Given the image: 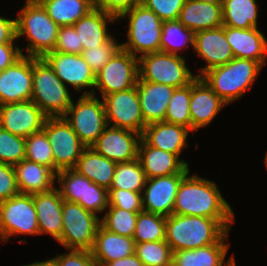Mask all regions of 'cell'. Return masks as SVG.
<instances>
[{"instance_id":"obj_1","label":"cell","mask_w":267,"mask_h":266,"mask_svg":"<svg viewBox=\"0 0 267 266\" xmlns=\"http://www.w3.org/2000/svg\"><path fill=\"white\" fill-rule=\"evenodd\" d=\"M234 220L172 214L166 217V242L173 252L218 243L228 234Z\"/></svg>"},{"instance_id":"obj_2","label":"cell","mask_w":267,"mask_h":266,"mask_svg":"<svg viewBox=\"0 0 267 266\" xmlns=\"http://www.w3.org/2000/svg\"><path fill=\"white\" fill-rule=\"evenodd\" d=\"M187 174L176 194L172 214L207 218H234V211L215 182Z\"/></svg>"},{"instance_id":"obj_3","label":"cell","mask_w":267,"mask_h":266,"mask_svg":"<svg viewBox=\"0 0 267 266\" xmlns=\"http://www.w3.org/2000/svg\"><path fill=\"white\" fill-rule=\"evenodd\" d=\"M15 21L16 38L26 36L29 39L27 56L43 58L54 51L60 26L49 17L37 0H26Z\"/></svg>"},{"instance_id":"obj_4","label":"cell","mask_w":267,"mask_h":266,"mask_svg":"<svg viewBox=\"0 0 267 266\" xmlns=\"http://www.w3.org/2000/svg\"><path fill=\"white\" fill-rule=\"evenodd\" d=\"M263 66L255 61L233 58L227 64L206 71L201 78L227 104L250 90Z\"/></svg>"},{"instance_id":"obj_5","label":"cell","mask_w":267,"mask_h":266,"mask_svg":"<svg viewBox=\"0 0 267 266\" xmlns=\"http://www.w3.org/2000/svg\"><path fill=\"white\" fill-rule=\"evenodd\" d=\"M31 100L47 118L66 117L72 104L67 86L44 58L33 57Z\"/></svg>"},{"instance_id":"obj_6","label":"cell","mask_w":267,"mask_h":266,"mask_svg":"<svg viewBox=\"0 0 267 266\" xmlns=\"http://www.w3.org/2000/svg\"><path fill=\"white\" fill-rule=\"evenodd\" d=\"M128 17V41L120 44L121 49L137 57L160 51L163 21L143 4H137L121 14L117 20Z\"/></svg>"},{"instance_id":"obj_7","label":"cell","mask_w":267,"mask_h":266,"mask_svg":"<svg viewBox=\"0 0 267 266\" xmlns=\"http://www.w3.org/2000/svg\"><path fill=\"white\" fill-rule=\"evenodd\" d=\"M137 81L160 83L178 88L190 84L197 76L187 68L185 58L163 51L138 56Z\"/></svg>"},{"instance_id":"obj_8","label":"cell","mask_w":267,"mask_h":266,"mask_svg":"<svg viewBox=\"0 0 267 266\" xmlns=\"http://www.w3.org/2000/svg\"><path fill=\"white\" fill-rule=\"evenodd\" d=\"M62 233L58 241L67 250L91 251L100 226V218L78 203L63 200Z\"/></svg>"},{"instance_id":"obj_9","label":"cell","mask_w":267,"mask_h":266,"mask_svg":"<svg viewBox=\"0 0 267 266\" xmlns=\"http://www.w3.org/2000/svg\"><path fill=\"white\" fill-rule=\"evenodd\" d=\"M56 177L60 185L57 189L63 200L78 203L95 215L108 208V190L93 183L73 168L60 170Z\"/></svg>"},{"instance_id":"obj_10","label":"cell","mask_w":267,"mask_h":266,"mask_svg":"<svg viewBox=\"0 0 267 266\" xmlns=\"http://www.w3.org/2000/svg\"><path fill=\"white\" fill-rule=\"evenodd\" d=\"M64 118L87 148L95 143L107 126L104 101L93 94H82L76 104L72 101Z\"/></svg>"},{"instance_id":"obj_11","label":"cell","mask_w":267,"mask_h":266,"mask_svg":"<svg viewBox=\"0 0 267 266\" xmlns=\"http://www.w3.org/2000/svg\"><path fill=\"white\" fill-rule=\"evenodd\" d=\"M19 234L40 235L33 195L20 193L0 202V235L3 242Z\"/></svg>"},{"instance_id":"obj_12","label":"cell","mask_w":267,"mask_h":266,"mask_svg":"<svg viewBox=\"0 0 267 266\" xmlns=\"http://www.w3.org/2000/svg\"><path fill=\"white\" fill-rule=\"evenodd\" d=\"M53 150L54 173L72 169L87 148L64 118H47L43 127Z\"/></svg>"},{"instance_id":"obj_13","label":"cell","mask_w":267,"mask_h":266,"mask_svg":"<svg viewBox=\"0 0 267 266\" xmlns=\"http://www.w3.org/2000/svg\"><path fill=\"white\" fill-rule=\"evenodd\" d=\"M138 77V57L120 48L96 73L95 87L103 99L111 93L135 87Z\"/></svg>"},{"instance_id":"obj_14","label":"cell","mask_w":267,"mask_h":266,"mask_svg":"<svg viewBox=\"0 0 267 266\" xmlns=\"http://www.w3.org/2000/svg\"><path fill=\"white\" fill-rule=\"evenodd\" d=\"M107 125L142 134L147 126L144 122L137 87L114 92L103 98ZM112 121V122H111Z\"/></svg>"},{"instance_id":"obj_15","label":"cell","mask_w":267,"mask_h":266,"mask_svg":"<svg viewBox=\"0 0 267 266\" xmlns=\"http://www.w3.org/2000/svg\"><path fill=\"white\" fill-rule=\"evenodd\" d=\"M46 114L32 101L0 105V127L14 135L28 137L43 129Z\"/></svg>"},{"instance_id":"obj_16","label":"cell","mask_w":267,"mask_h":266,"mask_svg":"<svg viewBox=\"0 0 267 266\" xmlns=\"http://www.w3.org/2000/svg\"><path fill=\"white\" fill-rule=\"evenodd\" d=\"M52 67L55 74L65 85H71L81 91L83 88H92L84 91L83 95H96L95 73L86 63L81 54H67L52 51L43 57Z\"/></svg>"},{"instance_id":"obj_17","label":"cell","mask_w":267,"mask_h":266,"mask_svg":"<svg viewBox=\"0 0 267 266\" xmlns=\"http://www.w3.org/2000/svg\"><path fill=\"white\" fill-rule=\"evenodd\" d=\"M33 57L23 55L0 71V105L31 100Z\"/></svg>"},{"instance_id":"obj_18","label":"cell","mask_w":267,"mask_h":266,"mask_svg":"<svg viewBox=\"0 0 267 266\" xmlns=\"http://www.w3.org/2000/svg\"><path fill=\"white\" fill-rule=\"evenodd\" d=\"M140 140V133L107 125L91 148L115 163H123L138 158Z\"/></svg>"},{"instance_id":"obj_19","label":"cell","mask_w":267,"mask_h":266,"mask_svg":"<svg viewBox=\"0 0 267 266\" xmlns=\"http://www.w3.org/2000/svg\"><path fill=\"white\" fill-rule=\"evenodd\" d=\"M187 174H173L146 179L142 192L143 211L164 217L172 215L176 194Z\"/></svg>"},{"instance_id":"obj_20","label":"cell","mask_w":267,"mask_h":266,"mask_svg":"<svg viewBox=\"0 0 267 266\" xmlns=\"http://www.w3.org/2000/svg\"><path fill=\"white\" fill-rule=\"evenodd\" d=\"M193 49L207 63L205 67H201L197 77H201L214 67L225 65L235 58L225 37V26L194 33Z\"/></svg>"},{"instance_id":"obj_21","label":"cell","mask_w":267,"mask_h":266,"mask_svg":"<svg viewBox=\"0 0 267 266\" xmlns=\"http://www.w3.org/2000/svg\"><path fill=\"white\" fill-rule=\"evenodd\" d=\"M228 105L201 78L191 82L189 110L191 115V132L207 126Z\"/></svg>"},{"instance_id":"obj_22","label":"cell","mask_w":267,"mask_h":266,"mask_svg":"<svg viewBox=\"0 0 267 266\" xmlns=\"http://www.w3.org/2000/svg\"><path fill=\"white\" fill-rule=\"evenodd\" d=\"M138 159L147 179L173 174H189V165L176 154L148 145L142 138Z\"/></svg>"},{"instance_id":"obj_23","label":"cell","mask_w":267,"mask_h":266,"mask_svg":"<svg viewBox=\"0 0 267 266\" xmlns=\"http://www.w3.org/2000/svg\"><path fill=\"white\" fill-rule=\"evenodd\" d=\"M258 28L239 29L225 26V37L235 58L267 62V39Z\"/></svg>"},{"instance_id":"obj_24","label":"cell","mask_w":267,"mask_h":266,"mask_svg":"<svg viewBox=\"0 0 267 266\" xmlns=\"http://www.w3.org/2000/svg\"><path fill=\"white\" fill-rule=\"evenodd\" d=\"M136 87L145 124L164 121L175 87L147 81H137Z\"/></svg>"},{"instance_id":"obj_25","label":"cell","mask_w":267,"mask_h":266,"mask_svg":"<svg viewBox=\"0 0 267 266\" xmlns=\"http://www.w3.org/2000/svg\"><path fill=\"white\" fill-rule=\"evenodd\" d=\"M36 208L39 232L49 234L56 241L61 239L62 233V205L63 198L55 186L47 192L33 194Z\"/></svg>"},{"instance_id":"obj_26","label":"cell","mask_w":267,"mask_h":266,"mask_svg":"<svg viewBox=\"0 0 267 266\" xmlns=\"http://www.w3.org/2000/svg\"><path fill=\"white\" fill-rule=\"evenodd\" d=\"M190 131L185 126L161 121L148 124L143 130L141 138L148 145L179 157L182 150L188 147L186 140Z\"/></svg>"},{"instance_id":"obj_27","label":"cell","mask_w":267,"mask_h":266,"mask_svg":"<svg viewBox=\"0 0 267 266\" xmlns=\"http://www.w3.org/2000/svg\"><path fill=\"white\" fill-rule=\"evenodd\" d=\"M226 234L218 243L210 244L192 250L173 252L172 266H235L234 256L225 261L229 244ZM225 262V265H223Z\"/></svg>"},{"instance_id":"obj_28","label":"cell","mask_w":267,"mask_h":266,"mask_svg":"<svg viewBox=\"0 0 267 266\" xmlns=\"http://www.w3.org/2000/svg\"><path fill=\"white\" fill-rule=\"evenodd\" d=\"M134 253L135 241L133 238L115 234L100 224L91 250L97 266L125 258Z\"/></svg>"},{"instance_id":"obj_29","label":"cell","mask_w":267,"mask_h":266,"mask_svg":"<svg viewBox=\"0 0 267 266\" xmlns=\"http://www.w3.org/2000/svg\"><path fill=\"white\" fill-rule=\"evenodd\" d=\"M178 20L194 33L223 26L222 3L186 0Z\"/></svg>"},{"instance_id":"obj_30","label":"cell","mask_w":267,"mask_h":266,"mask_svg":"<svg viewBox=\"0 0 267 266\" xmlns=\"http://www.w3.org/2000/svg\"><path fill=\"white\" fill-rule=\"evenodd\" d=\"M17 185L21 194L33 195L55 187L56 174L47 166L26 158L14 165Z\"/></svg>"},{"instance_id":"obj_31","label":"cell","mask_w":267,"mask_h":266,"mask_svg":"<svg viewBox=\"0 0 267 266\" xmlns=\"http://www.w3.org/2000/svg\"><path fill=\"white\" fill-rule=\"evenodd\" d=\"M117 18L105 13L101 9L94 8L87 15L73 24L79 38V46L83 50L105 44L112 36L107 32V22L112 24Z\"/></svg>"},{"instance_id":"obj_32","label":"cell","mask_w":267,"mask_h":266,"mask_svg":"<svg viewBox=\"0 0 267 266\" xmlns=\"http://www.w3.org/2000/svg\"><path fill=\"white\" fill-rule=\"evenodd\" d=\"M117 163L98 154L91 147L86 148L73 168L93 183L110 189Z\"/></svg>"},{"instance_id":"obj_33","label":"cell","mask_w":267,"mask_h":266,"mask_svg":"<svg viewBox=\"0 0 267 266\" xmlns=\"http://www.w3.org/2000/svg\"><path fill=\"white\" fill-rule=\"evenodd\" d=\"M59 26L75 24L95 8L94 0H37Z\"/></svg>"},{"instance_id":"obj_34","label":"cell","mask_w":267,"mask_h":266,"mask_svg":"<svg viewBox=\"0 0 267 266\" xmlns=\"http://www.w3.org/2000/svg\"><path fill=\"white\" fill-rule=\"evenodd\" d=\"M256 0H222L223 26L239 29L258 27Z\"/></svg>"},{"instance_id":"obj_35","label":"cell","mask_w":267,"mask_h":266,"mask_svg":"<svg viewBox=\"0 0 267 266\" xmlns=\"http://www.w3.org/2000/svg\"><path fill=\"white\" fill-rule=\"evenodd\" d=\"M189 45L194 47V32L192 30L186 28L179 20L163 22L160 51L178 55L182 49Z\"/></svg>"},{"instance_id":"obj_36","label":"cell","mask_w":267,"mask_h":266,"mask_svg":"<svg viewBox=\"0 0 267 266\" xmlns=\"http://www.w3.org/2000/svg\"><path fill=\"white\" fill-rule=\"evenodd\" d=\"M146 179L138 158L129 162L117 163L110 189L143 192Z\"/></svg>"},{"instance_id":"obj_37","label":"cell","mask_w":267,"mask_h":266,"mask_svg":"<svg viewBox=\"0 0 267 266\" xmlns=\"http://www.w3.org/2000/svg\"><path fill=\"white\" fill-rule=\"evenodd\" d=\"M166 217L149 213L139 212L133 239L136 243L166 240Z\"/></svg>"},{"instance_id":"obj_38","label":"cell","mask_w":267,"mask_h":266,"mask_svg":"<svg viewBox=\"0 0 267 266\" xmlns=\"http://www.w3.org/2000/svg\"><path fill=\"white\" fill-rule=\"evenodd\" d=\"M190 98L191 83L183 87L175 88L170 102L168 103L164 122L182 125L191 130V115L189 110Z\"/></svg>"},{"instance_id":"obj_39","label":"cell","mask_w":267,"mask_h":266,"mask_svg":"<svg viewBox=\"0 0 267 266\" xmlns=\"http://www.w3.org/2000/svg\"><path fill=\"white\" fill-rule=\"evenodd\" d=\"M135 254L144 266H172L173 251L166 240L136 243Z\"/></svg>"},{"instance_id":"obj_40","label":"cell","mask_w":267,"mask_h":266,"mask_svg":"<svg viewBox=\"0 0 267 266\" xmlns=\"http://www.w3.org/2000/svg\"><path fill=\"white\" fill-rule=\"evenodd\" d=\"M100 224L115 234L132 238L139 212H130L117 207H108Z\"/></svg>"},{"instance_id":"obj_41","label":"cell","mask_w":267,"mask_h":266,"mask_svg":"<svg viewBox=\"0 0 267 266\" xmlns=\"http://www.w3.org/2000/svg\"><path fill=\"white\" fill-rule=\"evenodd\" d=\"M25 158L54 172L53 150L43 129L25 138Z\"/></svg>"},{"instance_id":"obj_42","label":"cell","mask_w":267,"mask_h":266,"mask_svg":"<svg viewBox=\"0 0 267 266\" xmlns=\"http://www.w3.org/2000/svg\"><path fill=\"white\" fill-rule=\"evenodd\" d=\"M25 159V138L0 127V163L15 165Z\"/></svg>"},{"instance_id":"obj_43","label":"cell","mask_w":267,"mask_h":266,"mask_svg":"<svg viewBox=\"0 0 267 266\" xmlns=\"http://www.w3.org/2000/svg\"><path fill=\"white\" fill-rule=\"evenodd\" d=\"M120 48L121 45L111 37L103 45L83 50L81 55L96 75Z\"/></svg>"},{"instance_id":"obj_44","label":"cell","mask_w":267,"mask_h":266,"mask_svg":"<svg viewBox=\"0 0 267 266\" xmlns=\"http://www.w3.org/2000/svg\"><path fill=\"white\" fill-rule=\"evenodd\" d=\"M108 198V207H117L130 212L143 211L142 192L124 189H109Z\"/></svg>"},{"instance_id":"obj_45","label":"cell","mask_w":267,"mask_h":266,"mask_svg":"<svg viewBox=\"0 0 267 266\" xmlns=\"http://www.w3.org/2000/svg\"><path fill=\"white\" fill-rule=\"evenodd\" d=\"M186 0H141L146 8L153 11L163 22L178 20Z\"/></svg>"},{"instance_id":"obj_46","label":"cell","mask_w":267,"mask_h":266,"mask_svg":"<svg viewBox=\"0 0 267 266\" xmlns=\"http://www.w3.org/2000/svg\"><path fill=\"white\" fill-rule=\"evenodd\" d=\"M54 51L67 54H82L83 46H79L78 34L73 25L59 27Z\"/></svg>"},{"instance_id":"obj_47","label":"cell","mask_w":267,"mask_h":266,"mask_svg":"<svg viewBox=\"0 0 267 266\" xmlns=\"http://www.w3.org/2000/svg\"><path fill=\"white\" fill-rule=\"evenodd\" d=\"M51 266H97L91 251L69 250L49 260Z\"/></svg>"},{"instance_id":"obj_48","label":"cell","mask_w":267,"mask_h":266,"mask_svg":"<svg viewBox=\"0 0 267 266\" xmlns=\"http://www.w3.org/2000/svg\"><path fill=\"white\" fill-rule=\"evenodd\" d=\"M20 194L14 165L0 163V202Z\"/></svg>"},{"instance_id":"obj_49","label":"cell","mask_w":267,"mask_h":266,"mask_svg":"<svg viewBox=\"0 0 267 266\" xmlns=\"http://www.w3.org/2000/svg\"><path fill=\"white\" fill-rule=\"evenodd\" d=\"M140 3L141 0H94L95 8L101 9L116 18Z\"/></svg>"},{"instance_id":"obj_50","label":"cell","mask_w":267,"mask_h":266,"mask_svg":"<svg viewBox=\"0 0 267 266\" xmlns=\"http://www.w3.org/2000/svg\"><path fill=\"white\" fill-rule=\"evenodd\" d=\"M15 43L0 44V71L12 66L24 54Z\"/></svg>"},{"instance_id":"obj_51","label":"cell","mask_w":267,"mask_h":266,"mask_svg":"<svg viewBox=\"0 0 267 266\" xmlns=\"http://www.w3.org/2000/svg\"><path fill=\"white\" fill-rule=\"evenodd\" d=\"M16 40V21L0 17V44L15 43Z\"/></svg>"},{"instance_id":"obj_52","label":"cell","mask_w":267,"mask_h":266,"mask_svg":"<svg viewBox=\"0 0 267 266\" xmlns=\"http://www.w3.org/2000/svg\"><path fill=\"white\" fill-rule=\"evenodd\" d=\"M102 266H144V265L134 253L125 258H120L111 262L104 263Z\"/></svg>"},{"instance_id":"obj_53","label":"cell","mask_w":267,"mask_h":266,"mask_svg":"<svg viewBox=\"0 0 267 266\" xmlns=\"http://www.w3.org/2000/svg\"><path fill=\"white\" fill-rule=\"evenodd\" d=\"M23 266H51L50 261H42V262H33L32 264L29 265H23Z\"/></svg>"},{"instance_id":"obj_54","label":"cell","mask_w":267,"mask_h":266,"mask_svg":"<svg viewBox=\"0 0 267 266\" xmlns=\"http://www.w3.org/2000/svg\"><path fill=\"white\" fill-rule=\"evenodd\" d=\"M203 2H208V3H222V0H199Z\"/></svg>"},{"instance_id":"obj_55","label":"cell","mask_w":267,"mask_h":266,"mask_svg":"<svg viewBox=\"0 0 267 266\" xmlns=\"http://www.w3.org/2000/svg\"><path fill=\"white\" fill-rule=\"evenodd\" d=\"M264 161H265V165H266V168H267V153H266Z\"/></svg>"}]
</instances>
